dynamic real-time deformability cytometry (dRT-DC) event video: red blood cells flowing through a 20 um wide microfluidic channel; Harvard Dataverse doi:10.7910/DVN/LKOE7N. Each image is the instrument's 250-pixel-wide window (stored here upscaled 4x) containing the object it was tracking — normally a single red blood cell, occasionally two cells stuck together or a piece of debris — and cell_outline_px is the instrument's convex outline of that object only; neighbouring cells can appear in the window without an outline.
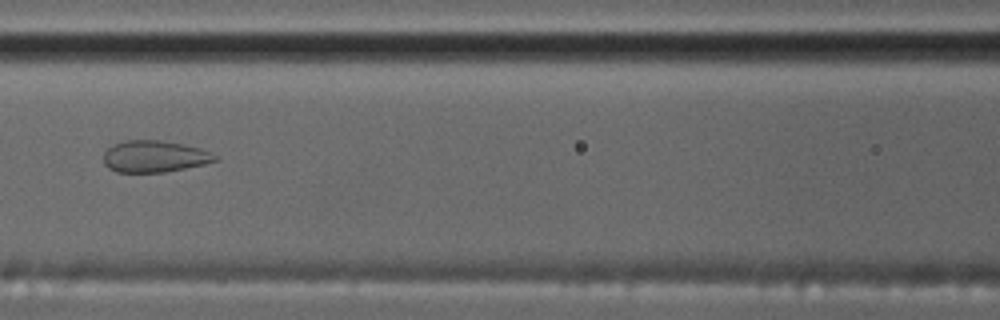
{"species": "common noctule bat (a hibernating species)", "species_latin": "Nyctalus noctula", "temperature_condition": "cold", "stored_images_in_passage": 10, "camera_frame_rate_fps": 3000, "um_per_image_px": 0.085, "animal": {"sex": "male", "body_mass_g": 17.5, "forearm_length_mm": 52.3}, "frame": {"image": 1, "passage_image": 6, "time_ms": 6.0, "image_size_px": [1000, 320], "cell_outline_px": [[220, 160], [204, 164], [164, 172], [116, 172], [108, 168], [104, 164], [104, 152], [108, 148], [124, 140], [160, 140], [184, 144], [200, 148], [220, 156]], "centroid_in_image_um": [13.16, 13.29], "position_along_channel_um": 153.4, "area_um2": 20.69}}